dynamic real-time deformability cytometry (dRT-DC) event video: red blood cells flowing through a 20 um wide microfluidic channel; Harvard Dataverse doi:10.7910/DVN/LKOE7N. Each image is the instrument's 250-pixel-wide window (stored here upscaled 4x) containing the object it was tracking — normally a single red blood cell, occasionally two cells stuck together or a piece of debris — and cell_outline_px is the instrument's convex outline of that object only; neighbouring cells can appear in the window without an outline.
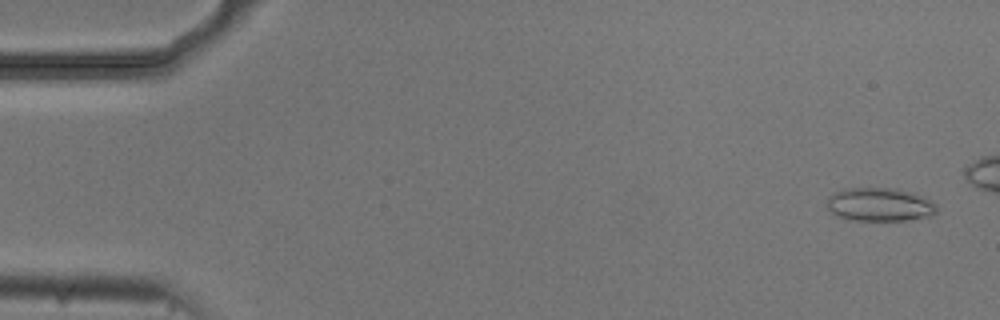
{"species": "common noctule bat (a hibernating species)", "species_latin": "Nyctalus noctula", "temperature_condition": "cold", "stored_images_in_passage": 47, "camera_frame_rate_fps": 3000, "um_per_image_px": 0.085, "animal": {"sex": "male", "body_mass_g": 20.5, "forearm_length_mm": 52.5}, "frame": {"image": 1, "passage_image": 2, "time_ms": 0.333, "image_size_px": [1000, 320], "cell_outline_px": [[936, 212], [932, 216], [904, 220], [852, 220], [836, 216], [828, 208], [828, 196], [832, 192], [844, 188], [896, 188], [912, 192], [924, 196], [936, 204]], "centroid_in_image_um": [74.77, 17.37], "position_along_channel_um": 10.2, "area_um2": 21.56}}
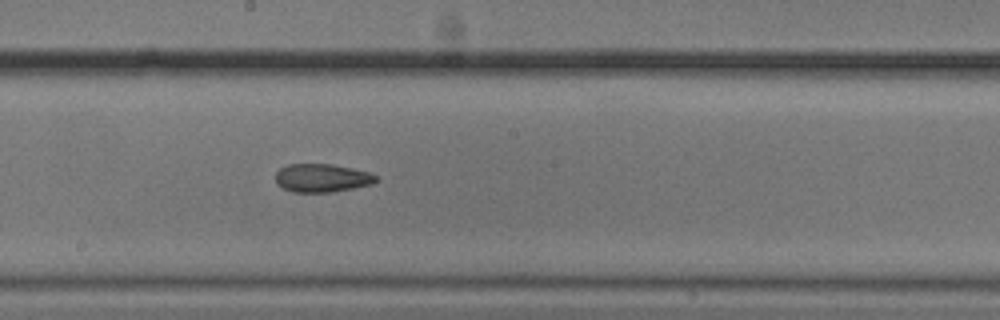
{"frame": {"image": 2, "passage_image": 29, "time_ms": 9.333, "image_size_px": [1000, 320], "cell_outline_px": [[376, 180], [372, 184], [332, 192], [292, 192], [276, 184], [276, 172], [280, 168], [288, 164], [332, 164], [352, 168], [368, 172], [376, 176]], "centroid_in_image_um": [27.33, 15.12], "position_along_channel_um": 220.9, "area_um2": 16.47}}
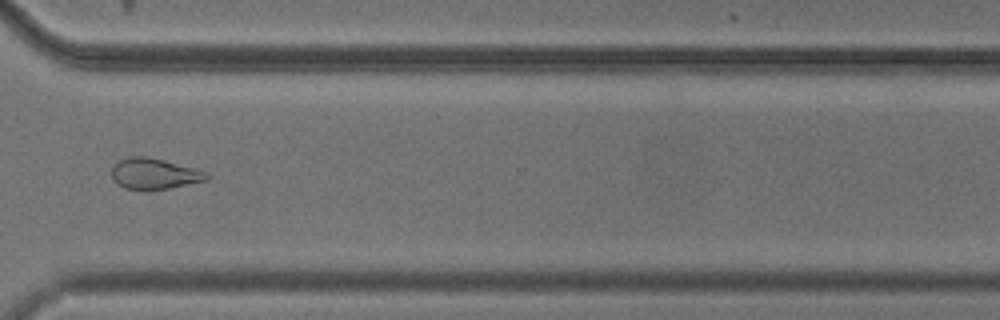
{"frame": {"image": 3, "passage_image": 40, "time_ms": 13.0, "image_size_px": [1000, 320], "cell_outline_px": [[212, 176], [208, 180], [168, 188], [124, 188], [116, 184], [112, 180], [112, 164], [128, 156], [148, 156], [196, 168], [208, 172]], "centroid_in_image_um": [13.13, 14.73], "position_along_channel_um": 357.5, "area_um2": 17.11}, "authors_computed_cell_mechanics": {"area_um2": 17.5712, "velocity_mm_per_s": 3.7346, "shape_relaxation_time_tau1_ms": 3.8761, "shape_relaxation_time_tau2_ms": 2.8989, "deformation_change_tau1": 0.1117, "deformation_change_tau2": 0.1029}}